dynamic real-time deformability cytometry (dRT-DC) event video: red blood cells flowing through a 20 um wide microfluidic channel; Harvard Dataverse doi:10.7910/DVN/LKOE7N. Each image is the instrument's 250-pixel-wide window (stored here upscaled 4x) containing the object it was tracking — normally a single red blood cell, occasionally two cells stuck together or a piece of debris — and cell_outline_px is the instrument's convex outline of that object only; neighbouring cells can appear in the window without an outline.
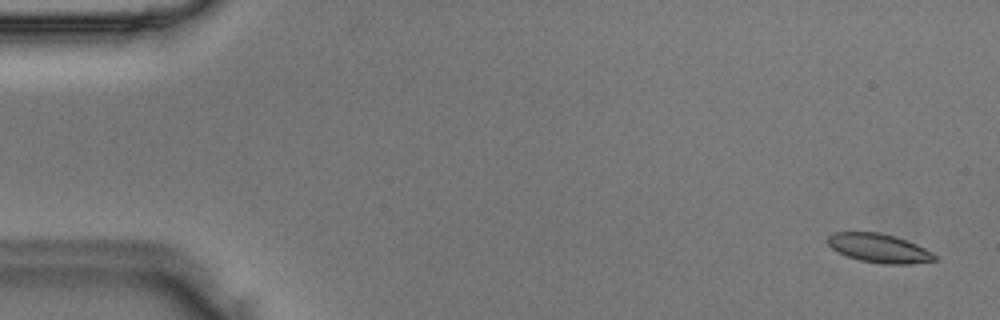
{"species": "Egyptian fruit bat (a non-hibernating species)", "species_latin": "Rousettus aegyptiacus", "temperature_condition": "room temperature", "stored_images_in_passage": 4, "camera_frame_rate_fps": 3000, "um_per_image_px": 0.085, "animal": {"sex": "male"}, "frame": {"image": 1, "passage_image": 1, "time_ms": 0.0, "image_size_px": [1000, 320], "cell_outline_px": [[936, 260], [912, 264], [884, 264], [860, 260], [848, 256], [832, 248], [828, 244], [828, 236], [836, 232], [880, 232], [896, 236], [916, 244], [932, 252], [936, 256]], "centroid_in_image_um": [74.74, 21.09], "position_along_channel_um": 10.3, "area_um2": 17.86}}